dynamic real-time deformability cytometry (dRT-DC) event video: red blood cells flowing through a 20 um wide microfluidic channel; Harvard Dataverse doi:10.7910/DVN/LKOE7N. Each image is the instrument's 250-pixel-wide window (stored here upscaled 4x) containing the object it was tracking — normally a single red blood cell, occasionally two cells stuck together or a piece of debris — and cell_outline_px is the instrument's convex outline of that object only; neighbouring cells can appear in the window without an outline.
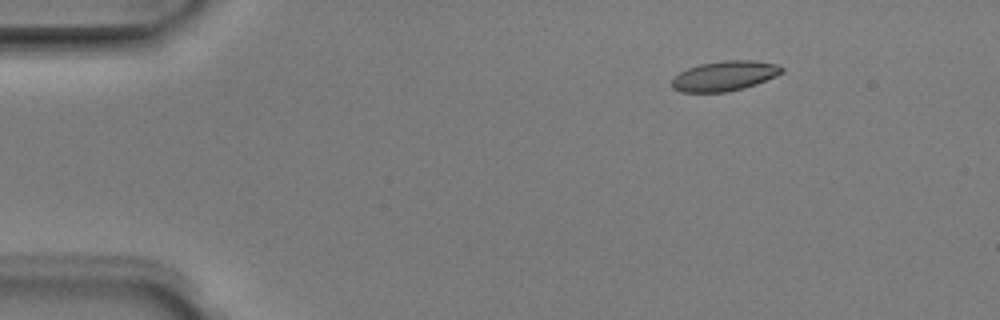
{"species": "Egyptian fruit bat (a non-hibernating species)", "species_latin": "Rousettus aegyptiacus", "temperature_condition": "room temperature", "stored_images_in_passage": 4, "camera_frame_rate_fps": 3000, "um_per_image_px": 0.085, "animal": {"sex": "male"}, "frame": {"image": 1, "passage_image": 1, "time_ms": 0.0, "image_size_px": [1000, 320], "cell_outline_px": [[784, 72], [776, 76], [756, 84], [744, 88], [728, 92], [680, 92], [672, 88], [672, 80], [680, 72], [688, 68], [700, 64], [724, 60], [752, 60], [776, 64], [784, 68]], "centroid_in_image_um": [61.6, 6.46], "position_along_channel_um": 23.4, "area_um2": 19.19}}
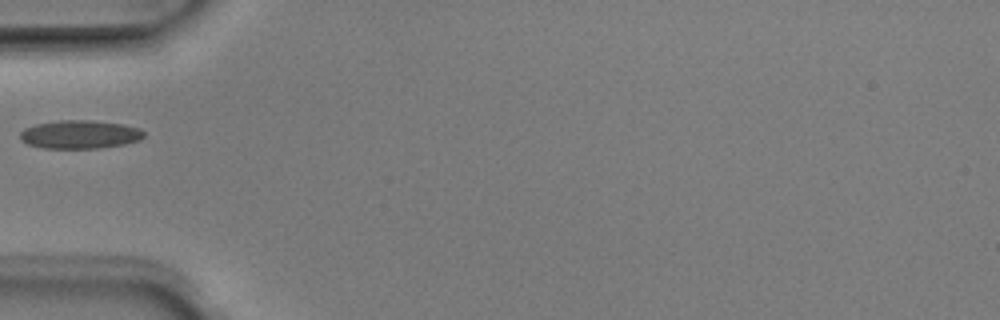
{"frame": {"image": 2, "passage_image": 4, "time_ms": 1.0, "image_size_px": [1000, 320], "cell_outline_px": [[144, 136], [140, 140], [124, 144], [100, 148], [44, 148], [28, 144], [20, 140], [20, 132], [24, 128], [36, 124], [60, 120], [92, 120], [124, 124], [140, 128], [144, 132]], "centroid_in_image_um": [6.8, 11.42], "position_along_channel_um": 78.2, "area_um2": 20.58}}